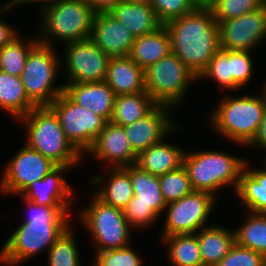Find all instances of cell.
I'll return each mask as SVG.
<instances>
[{
    "mask_svg": "<svg viewBox=\"0 0 266 266\" xmlns=\"http://www.w3.org/2000/svg\"><path fill=\"white\" fill-rule=\"evenodd\" d=\"M27 206L26 219L13 230L0 249V265L17 266L46 253L70 226V207L38 205L19 195Z\"/></svg>",
    "mask_w": 266,
    "mask_h": 266,
    "instance_id": "cell-1",
    "label": "cell"
},
{
    "mask_svg": "<svg viewBox=\"0 0 266 266\" xmlns=\"http://www.w3.org/2000/svg\"><path fill=\"white\" fill-rule=\"evenodd\" d=\"M168 30L173 52L198 78L220 49L218 23L208 6L169 20Z\"/></svg>",
    "mask_w": 266,
    "mask_h": 266,
    "instance_id": "cell-2",
    "label": "cell"
},
{
    "mask_svg": "<svg viewBox=\"0 0 266 266\" xmlns=\"http://www.w3.org/2000/svg\"><path fill=\"white\" fill-rule=\"evenodd\" d=\"M218 107L209 114L210 127L215 134L240 147H248L255 138L266 109V96L261 90L255 96L222 94Z\"/></svg>",
    "mask_w": 266,
    "mask_h": 266,
    "instance_id": "cell-3",
    "label": "cell"
},
{
    "mask_svg": "<svg viewBox=\"0 0 266 266\" xmlns=\"http://www.w3.org/2000/svg\"><path fill=\"white\" fill-rule=\"evenodd\" d=\"M17 122L25 125L26 144L58 166L82 165L83 156L66 139L50 106H36Z\"/></svg>",
    "mask_w": 266,
    "mask_h": 266,
    "instance_id": "cell-4",
    "label": "cell"
},
{
    "mask_svg": "<svg viewBox=\"0 0 266 266\" xmlns=\"http://www.w3.org/2000/svg\"><path fill=\"white\" fill-rule=\"evenodd\" d=\"M204 150H186L184 155L183 166L193 190L205 191L217 197L218 191L231 185L235 192L247 159L222 150Z\"/></svg>",
    "mask_w": 266,
    "mask_h": 266,
    "instance_id": "cell-5",
    "label": "cell"
},
{
    "mask_svg": "<svg viewBox=\"0 0 266 266\" xmlns=\"http://www.w3.org/2000/svg\"><path fill=\"white\" fill-rule=\"evenodd\" d=\"M40 14L38 40L56 47L54 42L66 44L89 39L97 12L85 0H61Z\"/></svg>",
    "mask_w": 266,
    "mask_h": 266,
    "instance_id": "cell-6",
    "label": "cell"
},
{
    "mask_svg": "<svg viewBox=\"0 0 266 266\" xmlns=\"http://www.w3.org/2000/svg\"><path fill=\"white\" fill-rule=\"evenodd\" d=\"M88 206L74 211L89 234L95 246V252L119 249L131 245L133 230L123 209L105 204L94 193ZM77 212V213H76Z\"/></svg>",
    "mask_w": 266,
    "mask_h": 266,
    "instance_id": "cell-7",
    "label": "cell"
},
{
    "mask_svg": "<svg viewBox=\"0 0 266 266\" xmlns=\"http://www.w3.org/2000/svg\"><path fill=\"white\" fill-rule=\"evenodd\" d=\"M56 49L39 42L27 56L21 80L28 98L36 106H49L64 92V84L55 83L62 71Z\"/></svg>",
    "mask_w": 266,
    "mask_h": 266,
    "instance_id": "cell-8",
    "label": "cell"
},
{
    "mask_svg": "<svg viewBox=\"0 0 266 266\" xmlns=\"http://www.w3.org/2000/svg\"><path fill=\"white\" fill-rule=\"evenodd\" d=\"M144 74L145 89L151 98L157 104L174 109L184 103L190 86L197 81V77L173 52L148 66Z\"/></svg>",
    "mask_w": 266,
    "mask_h": 266,
    "instance_id": "cell-9",
    "label": "cell"
},
{
    "mask_svg": "<svg viewBox=\"0 0 266 266\" xmlns=\"http://www.w3.org/2000/svg\"><path fill=\"white\" fill-rule=\"evenodd\" d=\"M57 114L66 139L84 156L108 121L73 102L64 92L50 105Z\"/></svg>",
    "mask_w": 266,
    "mask_h": 266,
    "instance_id": "cell-10",
    "label": "cell"
},
{
    "mask_svg": "<svg viewBox=\"0 0 266 266\" xmlns=\"http://www.w3.org/2000/svg\"><path fill=\"white\" fill-rule=\"evenodd\" d=\"M217 199L218 197L211 193L193 191L177 201L168 203L164 211L166 217L160 239L170 235L195 234L201 228L212 225L207 223L216 207Z\"/></svg>",
    "mask_w": 266,
    "mask_h": 266,
    "instance_id": "cell-11",
    "label": "cell"
},
{
    "mask_svg": "<svg viewBox=\"0 0 266 266\" xmlns=\"http://www.w3.org/2000/svg\"><path fill=\"white\" fill-rule=\"evenodd\" d=\"M0 177V195H20L58 165L26 143L13 155Z\"/></svg>",
    "mask_w": 266,
    "mask_h": 266,
    "instance_id": "cell-12",
    "label": "cell"
},
{
    "mask_svg": "<svg viewBox=\"0 0 266 266\" xmlns=\"http://www.w3.org/2000/svg\"><path fill=\"white\" fill-rule=\"evenodd\" d=\"M64 46V56L60 61L64 62L61 65L65 71L63 75L67 78L65 83L105 81L110 57L90 38Z\"/></svg>",
    "mask_w": 266,
    "mask_h": 266,
    "instance_id": "cell-13",
    "label": "cell"
},
{
    "mask_svg": "<svg viewBox=\"0 0 266 266\" xmlns=\"http://www.w3.org/2000/svg\"><path fill=\"white\" fill-rule=\"evenodd\" d=\"M220 48L254 51L266 40V7L218 22Z\"/></svg>",
    "mask_w": 266,
    "mask_h": 266,
    "instance_id": "cell-14",
    "label": "cell"
},
{
    "mask_svg": "<svg viewBox=\"0 0 266 266\" xmlns=\"http://www.w3.org/2000/svg\"><path fill=\"white\" fill-rule=\"evenodd\" d=\"M171 106L157 104L148 114L123 126L132 150L138 155L164 137L180 130L181 125L172 117ZM171 115V116H170ZM171 133V134H170Z\"/></svg>",
    "mask_w": 266,
    "mask_h": 266,
    "instance_id": "cell-15",
    "label": "cell"
},
{
    "mask_svg": "<svg viewBox=\"0 0 266 266\" xmlns=\"http://www.w3.org/2000/svg\"><path fill=\"white\" fill-rule=\"evenodd\" d=\"M95 158L110 166L109 168H125L135 165L137 154L132 150L123 126L109 121L95 139L92 147L83 156Z\"/></svg>",
    "mask_w": 266,
    "mask_h": 266,
    "instance_id": "cell-16",
    "label": "cell"
},
{
    "mask_svg": "<svg viewBox=\"0 0 266 266\" xmlns=\"http://www.w3.org/2000/svg\"><path fill=\"white\" fill-rule=\"evenodd\" d=\"M74 167L76 166H57L41 180L33 182L21 195L41 206L72 208L75 192L62 174Z\"/></svg>",
    "mask_w": 266,
    "mask_h": 266,
    "instance_id": "cell-17",
    "label": "cell"
},
{
    "mask_svg": "<svg viewBox=\"0 0 266 266\" xmlns=\"http://www.w3.org/2000/svg\"><path fill=\"white\" fill-rule=\"evenodd\" d=\"M90 39L110 58L129 56L134 35L109 12L95 15Z\"/></svg>",
    "mask_w": 266,
    "mask_h": 266,
    "instance_id": "cell-18",
    "label": "cell"
},
{
    "mask_svg": "<svg viewBox=\"0 0 266 266\" xmlns=\"http://www.w3.org/2000/svg\"><path fill=\"white\" fill-rule=\"evenodd\" d=\"M106 172L97 173L88 182L96 187L93 193L105 204L125 209L128 202L133 198V187L130 179V166L125 168H109ZM108 179V180H107ZM101 185V186H100Z\"/></svg>",
    "mask_w": 266,
    "mask_h": 266,
    "instance_id": "cell-19",
    "label": "cell"
},
{
    "mask_svg": "<svg viewBox=\"0 0 266 266\" xmlns=\"http://www.w3.org/2000/svg\"><path fill=\"white\" fill-rule=\"evenodd\" d=\"M64 93L77 105L111 120L116 95L105 81L65 83Z\"/></svg>",
    "mask_w": 266,
    "mask_h": 266,
    "instance_id": "cell-20",
    "label": "cell"
},
{
    "mask_svg": "<svg viewBox=\"0 0 266 266\" xmlns=\"http://www.w3.org/2000/svg\"><path fill=\"white\" fill-rule=\"evenodd\" d=\"M166 138L168 137L141 151L135 165L157 177L181 167L186 151L182 146L168 142Z\"/></svg>",
    "mask_w": 266,
    "mask_h": 266,
    "instance_id": "cell-21",
    "label": "cell"
},
{
    "mask_svg": "<svg viewBox=\"0 0 266 266\" xmlns=\"http://www.w3.org/2000/svg\"><path fill=\"white\" fill-rule=\"evenodd\" d=\"M144 69L129 56L112 57L109 60L105 82L115 95L146 92Z\"/></svg>",
    "mask_w": 266,
    "mask_h": 266,
    "instance_id": "cell-22",
    "label": "cell"
},
{
    "mask_svg": "<svg viewBox=\"0 0 266 266\" xmlns=\"http://www.w3.org/2000/svg\"><path fill=\"white\" fill-rule=\"evenodd\" d=\"M249 162L245 163L235 195L246 207V213L266 214V162H262V169H254Z\"/></svg>",
    "mask_w": 266,
    "mask_h": 266,
    "instance_id": "cell-23",
    "label": "cell"
},
{
    "mask_svg": "<svg viewBox=\"0 0 266 266\" xmlns=\"http://www.w3.org/2000/svg\"><path fill=\"white\" fill-rule=\"evenodd\" d=\"M109 13L120 21L135 38L150 34L164 25L150 4L121 1Z\"/></svg>",
    "mask_w": 266,
    "mask_h": 266,
    "instance_id": "cell-24",
    "label": "cell"
},
{
    "mask_svg": "<svg viewBox=\"0 0 266 266\" xmlns=\"http://www.w3.org/2000/svg\"><path fill=\"white\" fill-rule=\"evenodd\" d=\"M227 226L212 224L197 233L203 266H216L235 243V232Z\"/></svg>",
    "mask_w": 266,
    "mask_h": 266,
    "instance_id": "cell-25",
    "label": "cell"
},
{
    "mask_svg": "<svg viewBox=\"0 0 266 266\" xmlns=\"http://www.w3.org/2000/svg\"><path fill=\"white\" fill-rule=\"evenodd\" d=\"M171 53L168 30L163 25L158 30L136 37L129 57L144 70Z\"/></svg>",
    "mask_w": 266,
    "mask_h": 266,
    "instance_id": "cell-26",
    "label": "cell"
},
{
    "mask_svg": "<svg viewBox=\"0 0 266 266\" xmlns=\"http://www.w3.org/2000/svg\"><path fill=\"white\" fill-rule=\"evenodd\" d=\"M36 105L28 98L21 77L0 71V109L18 121Z\"/></svg>",
    "mask_w": 266,
    "mask_h": 266,
    "instance_id": "cell-27",
    "label": "cell"
},
{
    "mask_svg": "<svg viewBox=\"0 0 266 266\" xmlns=\"http://www.w3.org/2000/svg\"><path fill=\"white\" fill-rule=\"evenodd\" d=\"M130 179L134 196L128 203H143L159 217L163 215L167 204L160 190L159 178L136 165H130Z\"/></svg>",
    "mask_w": 266,
    "mask_h": 266,
    "instance_id": "cell-28",
    "label": "cell"
},
{
    "mask_svg": "<svg viewBox=\"0 0 266 266\" xmlns=\"http://www.w3.org/2000/svg\"><path fill=\"white\" fill-rule=\"evenodd\" d=\"M160 241L171 266H203L196 234L170 235Z\"/></svg>",
    "mask_w": 266,
    "mask_h": 266,
    "instance_id": "cell-29",
    "label": "cell"
},
{
    "mask_svg": "<svg viewBox=\"0 0 266 266\" xmlns=\"http://www.w3.org/2000/svg\"><path fill=\"white\" fill-rule=\"evenodd\" d=\"M157 103L147 92L115 96L111 122L126 126L148 114Z\"/></svg>",
    "mask_w": 266,
    "mask_h": 266,
    "instance_id": "cell-30",
    "label": "cell"
},
{
    "mask_svg": "<svg viewBox=\"0 0 266 266\" xmlns=\"http://www.w3.org/2000/svg\"><path fill=\"white\" fill-rule=\"evenodd\" d=\"M245 216L244 222L234 229L235 242L266 258V214L248 212Z\"/></svg>",
    "mask_w": 266,
    "mask_h": 266,
    "instance_id": "cell-31",
    "label": "cell"
},
{
    "mask_svg": "<svg viewBox=\"0 0 266 266\" xmlns=\"http://www.w3.org/2000/svg\"><path fill=\"white\" fill-rule=\"evenodd\" d=\"M36 37V38H35ZM30 39L16 37L0 49V71L21 77L29 52L39 43L38 36ZM28 40V41H25Z\"/></svg>",
    "mask_w": 266,
    "mask_h": 266,
    "instance_id": "cell-32",
    "label": "cell"
},
{
    "mask_svg": "<svg viewBox=\"0 0 266 266\" xmlns=\"http://www.w3.org/2000/svg\"><path fill=\"white\" fill-rule=\"evenodd\" d=\"M70 225L47 252L48 266H83L80 249Z\"/></svg>",
    "mask_w": 266,
    "mask_h": 266,
    "instance_id": "cell-33",
    "label": "cell"
},
{
    "mask_svg": "<svg viewBox=\"0 0 266 266\" xmlns=\"http://www.w3.org/2000/svg\"><path fill=\"white\" fill-rule=\"evenodd\" d=\"M158 178L160 190L166 204L177 201L194 191L187 170L183 165Z\"/></svg>",
    "mask_w": 266,
    "mask_h": 266,
    "instance_id": "cell-34",
    "label": "cell"
},
{
    "mask_svg": "<svg viewBox=\"0 0 266 266\" xmlns=\"http://www.w3.org/2000/svg\"><path fill=\"white\" fill-rule=\"evenodd\" d=\"M209 79L215 81L221 90L232 89V74L230 68V50L219 49L209 61L207 67L199 75L197 80Z\"/></svg>",
    "mask_w": 266,
    "mask_h": 266,
    "instance_id": "cell-35",
    "label": "cell"
},
{
    "mask_svg": "<svg viewBox=\"0 0 266 266\" xmlns=\"http://www.w3.org/2000/svg\"><path fill=\"white\" fill-rule=\"evenodd\" d=\"M261 0H213L208 7L215 21H226L262 8Z\"/></svg>",
    "mask_w": 266,
    "mask_h": 266,
    "instance_id": "cell-36",
    "label": "cell"
},
{
    "mask_svg": "<svg viewBox=\"0 0 266 266\" xmlns=\"http://www.w3.org/2000/svg\"><path fill=\"white\" fill-rule=\"evenodd\" d=\"M254 51L230 50V68L232 74V90L246 87L247 83H252V75L255 67L252 55Z\"/></svg>",
    "mask_w": 266,
    "mask_h": 266,
    "instance_id": "cell-37",
    "label": "cell"
},
{
    "mask_svg": "<svg viewBox=\"0 0 266 266\" xmlns=\"http://www.w3.org/2000/svg\"><path fill=\"white\" fill-rule=\"evenodd\" d=\"M89 266H143L145 261L135 249L128 245L119 249H111L94 254ZM95 260V261H94Z\"/></svg>",
    "mask_w": 266,
    "mask_h": 266,
    "instance_id": "cell-38",
    "label": "cell"
},
{
    "mask_svg": "<svg viewBox=\"0 0 266 266\" xmlns=\"http://www.w3.org/2000/svg\"><path fill=\"white\" fill-rule=\"evenodd\" d=\"M150 5L163 24L189 14L199 7L195 0H151Z\"/></svg>",
    "mask_w": 266,
    "mask_h": 266,
    "instance_id": "cell-39",
    "label": "cell"
},
{
    "mask_svg": "<svg viewBox=\"0 0 266 266\" xmlns=\"http://www.w3.org/2000/svg\"><path fill=\"white\" fill-rule=\"evenodd\" d=\"M266 258L236 242L229 253L216 266H264Z\"/></svg>",
    "mask_w": 266,
    "mask_h": 266,
    "instance_id": "cell-40",
    "label": "cell"
},
{
    "mask_svg": "<svg viewBox=\"0 0 266 266\" xmlns=\"http://www.w3.org/2000/svg\"><path fill=\"white\" fill-rule=\"evenodd\" d=\"M124 215L131 228L148 229L156 225L159 217L149 206L143 203H128L125 207Z\"/></svg>",
    "mask_w": 266,
    "mask_h": 266,
    "instance_id": "cell-41",
    "label": "cell"
},
{
    "mask_svg": "<svg viewBox=\"0 0 266 266\" xmlns=\"http://www.w3.org/2000/svg\"><path fill=\"white\" fill-rule=\"evenodd\" d=\"M13 9H15V6L9 0L0 5V49L12 42L20 34L18 28L16 29L15 26L9 24V22L7 23L5 19L2 20L7 12L10 13Z\"/></svg>",
    "mask_w": 266,
    "mask_h": 266,
    "instance_id": "cell-42",
    "label": "cell"
},
{
    "mask_svg": "<svg viewBox=\"0 0 266 266\" xmlns=\"http://www.w3.org/2000/svg\"><path fill=\"white\" fill-rule=\"evenodd\" d=\"M248 146L252 148L257 146L260 150L265 151L266 155V109L257 134Z\"/></svg>",
    "mask_w": 266,
    "mask_h": 266,
    "instance_id": "cell-43",
    "label": "cell"
},
{
    "mask_svg": "<svg viewBox=\"0 0 266 266\" xmlns=\"http://www.w3.org/2000/svg\"><path fill=\"white\" fill-rule=\"evenodd\" d=\"M85 1L91 6V8H93L98 13V12H109L118 3L124 0H85Z\"/></svg>",
    "mask_w": 266,
    "mask_h": 266,
    "instance_id": "cell-44",
    "label": "cell"
},
{
    "mask_svg": "<svg viewBox=\"0 0 266 266\" xmlns=\"http://www.w3.org/2000/svg\"><path fill=\"white\" fill-rule=\"evenodd\" d=\"M15 7L21 6L25 4H35L40 6L39 11L42 12L45 8L55 5L56 3L60 2L61 0H9ZM38 3V4H37ZM41 3V4H40Z\"/></svg>",
    "mask_w": 266,
    "mask_h": 266,
    "instance_id": "cell-45",
    "label": "cell"
},
{
    "mask_svg": "<svg viewBox=\"0 0 266 266\" xmlns=\"http://www.w3.org/2000/svg\"><path fill=\"white\" fill-rule=\"evenodd\" d=\"M199 6H208L213 0H195Z\"/></svg>",
    "mask_w": 266,
    "mask_h": 266,
    "instance_id": "cell-46",
    "label": "cell"
},
{
    "mask_svg": "<svg viewBox=\"0 0 266 266\" xmlns=\"http://www.w3.org/2000/svg\"><path fill=\"white\" fill-rule=\"evenodd\" d=\"M130 3H143V4H151V0H124Z\"/></svg>",
    "mask_w": 266,
    "mask_h": 266,
    "instance_id": "cell-47",
    "label": "cell"
},
{
    "mask_svg": "<svg viewBox=\"0 0 266 266\" xmlns=\"http://www.w3.org/2000/svg\"><path fill=\"white\" fill-rule=\"evenodd\" d=\"M266 83V82H265ZM265 87L262 89L261 88V90L264 92V94H265V96H266V85H264Z\"/></svg>",
    "mask_w": 266,
    "mask_h": 266,
    "instance_id": "cell-48",
    "label": "cell"
},
{
    "mask_svg": "<svg viewBox=\"0 0 266 266\" xmlns=\"http://www.w3.org/2000/svg\"><path fill=\"white\" fill-rule=\"evenodd\" d=\"M261 2L266 7V0H261Z\"/></svg>",
    "mask_w": 266,
    "mask_h": 266,
    "instance_id": "cell-49",
    "label": "cell"
}]
</instances>
